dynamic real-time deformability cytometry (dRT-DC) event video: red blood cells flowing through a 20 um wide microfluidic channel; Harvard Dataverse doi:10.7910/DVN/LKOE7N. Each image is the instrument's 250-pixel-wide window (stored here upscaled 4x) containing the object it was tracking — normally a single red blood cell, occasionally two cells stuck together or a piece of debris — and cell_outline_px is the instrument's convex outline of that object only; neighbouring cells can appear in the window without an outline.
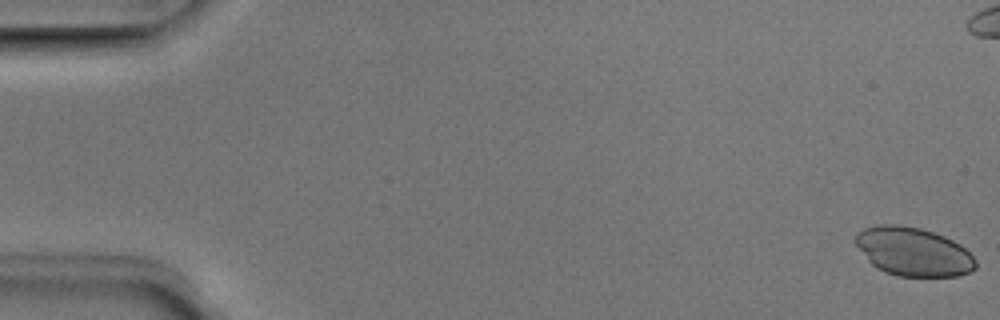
{"species": "Egyptian fruit bat (a non-hibernating species)", "species_latin": "Rousettus aegyptiacus", "temperature_condition": "room temperature", "stored_images_in_passage": 52, "camera_frame_rate_fps": 3000, "um_per_image_px": 0.085, "animal": {"sex": "male"}, "frame": {"image": 1, "passage_image": 1, "time_ms": 0.0, "image_size_px": [1000, 320], "cell_outline_px": [[976, 268], [968, 272], [956, 276], [896, 276], [884, 272], [876, 268], [868, 260], [856, 244], [856, 232], [864, 228], [880, 224], [900, 224], [920, 228], [944, 236], [960, 244], [976, 260]], "centroid_in_image_um": [77.61, 21.39], "position_along_channel_um": 7.4, "area_um2": 33.93}}
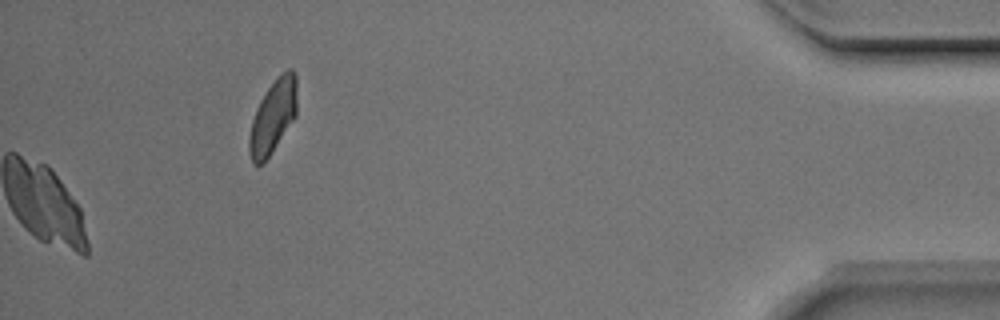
{"frame": {"image": 2, "passage_image": 52, "time_ms": 17.0, "image_size_px": [1000, 320], "cell_outline_px": [[296, 116], [268, 156], [260, 164], [252, 164], [248, 152], [248, 140], [252, 120], [256, 108], [260, 100], [268, 88], [280, 72], [288, 68], [292, 68], [296, 76]], "centroid_in_image_um": [23.19, 9.87], "position_along_channel_um": 412.0, "area_um2": 20.29}}